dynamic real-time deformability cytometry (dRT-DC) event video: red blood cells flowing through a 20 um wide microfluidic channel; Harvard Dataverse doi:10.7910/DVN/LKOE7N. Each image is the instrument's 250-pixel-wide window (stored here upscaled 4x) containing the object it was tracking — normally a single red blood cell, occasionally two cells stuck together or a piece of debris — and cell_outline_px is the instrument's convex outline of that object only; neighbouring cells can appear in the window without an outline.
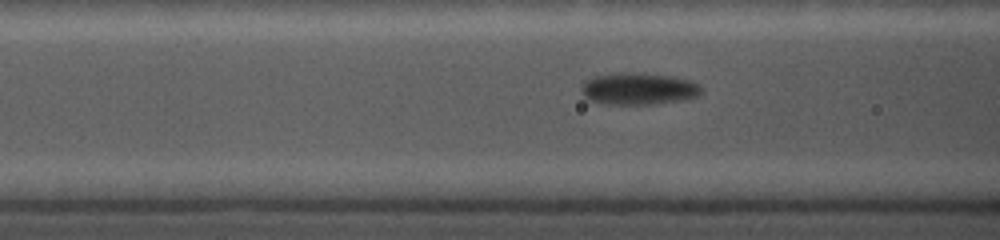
{"species": "common noctule bat (a hibernating species)", "species_latin": "Nyctalus noctula", "temperature_condition": "cold", "stored_images_in_passage": 28, "camera_frame_rate_fps": 5000, "um_per_image_px": 0.085, "animal": {"sex": "female", "body_mass_g": 19.0, "forearm_length_mm": 56.7}, "frame": {"image": 1, "passage_image": 8, "time_ms": 3.2, "image_size_px": [1000, 240], "cell_outline_px": [[700, 92], [696, 96], [656, 104], [600, 104], [588, 100], [580, 92], [580, 88], [584, 80], [592, 76], [624, 72], [632, 72], [672, 76], [692, 80], [700, 84]], "centroid_in_image_um": [54.19, 7.53], "position_along_channel_um": 112.4, "area_um2": 22.48}}
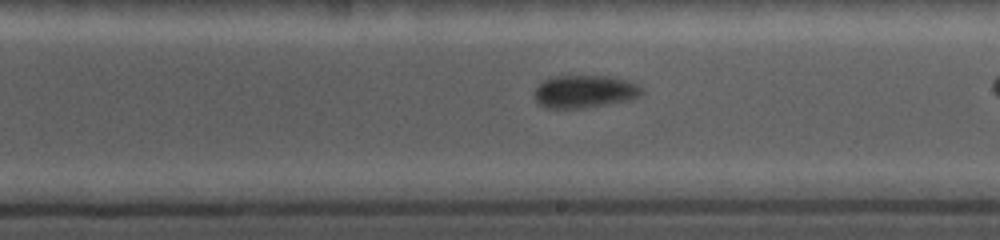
{"frame": {"image": 2, "passage_image": 17, "time_ms": 6.6, "image_size_px": [1000, 240], "cell_outline_px": [[644, 92], [628, 100], [584, 108], [544, 108], [532, 96], [532, 92], [544, 80], [556, 76], [608, 76], [628, 80], [644, 88]], "centroid_in_image_um": [49.66, 7.78], "position_along_channel_um": 239.3, "area_um2": 20.46}}
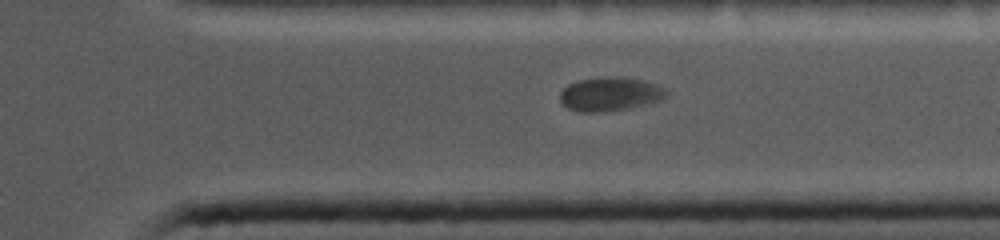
{"frame": {"image": 3, "passage_image": 25, "time_ms": 9.8, "image_size_px": [1000, 240], "cell_outline_px": [[668, 96], [660, 100], [628, 108], [600, 112], [580, 112], [568, 108], [560, 100], [560, 92], [568, 84], [576, 80], [604, 76], [616, 76], [644, 80], [660, 84], [668, 92]], "centroid_in_image_um": [51.86, 7.97], "position_along_channel_um": 359.5, "area_um2": 21.15}}